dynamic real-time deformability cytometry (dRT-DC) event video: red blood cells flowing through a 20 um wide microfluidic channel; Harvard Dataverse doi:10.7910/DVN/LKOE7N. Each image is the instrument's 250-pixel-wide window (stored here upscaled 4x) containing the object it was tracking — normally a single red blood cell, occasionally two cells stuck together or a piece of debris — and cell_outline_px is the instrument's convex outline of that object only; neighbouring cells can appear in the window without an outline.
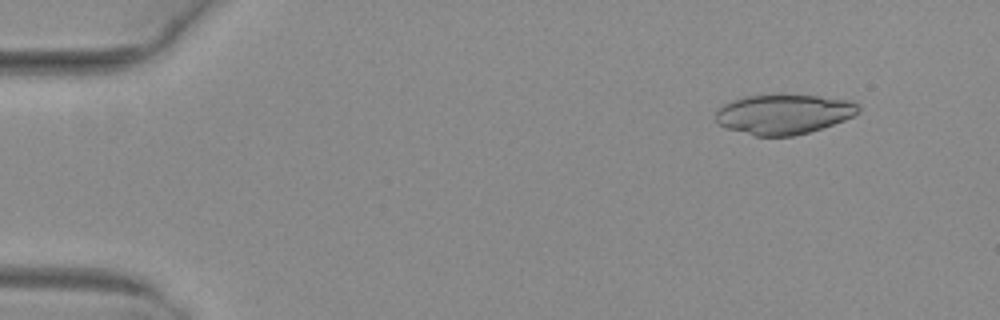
{"species": "common noctule bat (a hibernating species)", "species_latin": "Nyctalus noctula", "temperature_condition": "warm", "stored_images_in_passage": 52, "camera_frame_rate_fps": 3000, "um_per_image_px": 0.085, "animal": {"sex": "female", "body_mass_g": 29.2, "forearm_length_mm": 56.3}, "frame": {"image": 1, "passage_image": 6, "time_ms": 1.667, "image_size_px": [1000, 320], "cell_outline_px": [[860, 112], [844, 120], [808, 132], [792, 136], [756, 136], [724, 128], [716, 120], [716, 112], [724, 104], [732, 100], [748, 96], [820, 96], [852, 100], [860, 108]], "centroid_in_image_um": [66.61, 9.72], "position_along_channel_um": 18.4, "area_um2": 32.66}}